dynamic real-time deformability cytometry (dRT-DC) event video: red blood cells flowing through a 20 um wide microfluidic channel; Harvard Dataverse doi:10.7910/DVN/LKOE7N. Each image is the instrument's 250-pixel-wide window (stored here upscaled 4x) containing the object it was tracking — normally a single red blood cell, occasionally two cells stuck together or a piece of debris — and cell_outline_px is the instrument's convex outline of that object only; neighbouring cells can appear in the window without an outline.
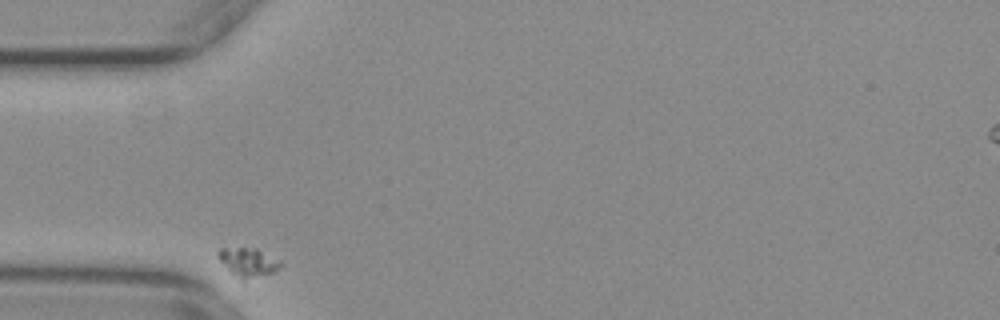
{"species": "common noctule bat (a hibernating species)", "species_latin": "Nyctalus noctula", "temperature_condition": "warm", "stored_images_in_passage": 4, "camera_frame_rate_fps": 3000, "um_per_image_px": 0.085, "animal": {"sex": "female", "body_mass_g": 29.2, "forearm_length_mm": 56.3}, "frame": {"image": 1, "passage_image": 1, "time_ms": 0.0, "image_size_px": [1000, 320], "cell_outline_px": [[280, 268], [272, 272], [244, 284], [240, 284], [216, 256], [216, 252], [220, 248], [256, 248], [280, 260]], "centroid_in_image_um": [21.04, 22.37], "position_along_channel_um": 64.0, "area_um2": 11.1}}